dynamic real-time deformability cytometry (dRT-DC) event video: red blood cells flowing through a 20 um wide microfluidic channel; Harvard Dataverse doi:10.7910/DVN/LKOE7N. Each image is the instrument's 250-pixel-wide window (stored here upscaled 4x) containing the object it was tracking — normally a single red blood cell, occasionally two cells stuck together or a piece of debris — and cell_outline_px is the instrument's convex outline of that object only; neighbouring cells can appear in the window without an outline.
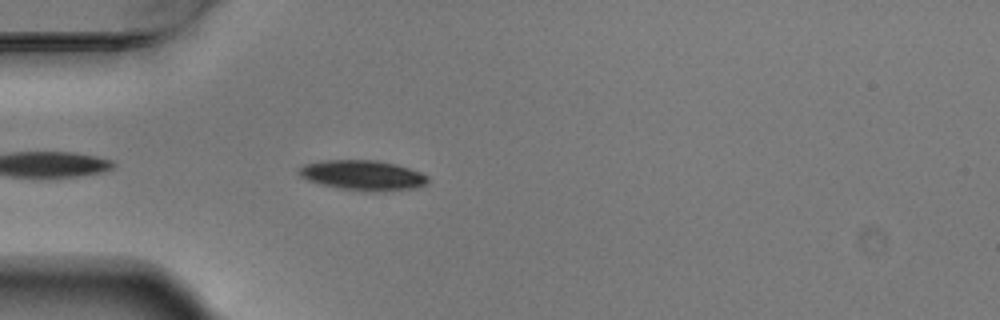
{"species": "Egyptian fruit bat (a non-hibernating species)", "species_latin": "Rousettus aegyptiacus", "temperature_condition": "warm", "stored_images_in_passage": 3, "camera_frame_rate_fps": 3000, "um_per_image_px": 0.085, "animal": {"sex": "male"}, "frame": {"image": 1, "passage_image": 3, "time_ms": 0.667, "image_size_px": [1000, 320], "cell_outline_px": [[428, 184], [412, 188], [372, 192], [344, 188], [324, 184], [308, 180], [300, 176], [296, 172], [304, 164], [324, 160], [376, 160], [396, 164], [420, 172], [428, 176]], "centroid_in_image_um": [30.85, 14.88], "position_along_channel_um": 54.2, "area_um2": 22.25}}